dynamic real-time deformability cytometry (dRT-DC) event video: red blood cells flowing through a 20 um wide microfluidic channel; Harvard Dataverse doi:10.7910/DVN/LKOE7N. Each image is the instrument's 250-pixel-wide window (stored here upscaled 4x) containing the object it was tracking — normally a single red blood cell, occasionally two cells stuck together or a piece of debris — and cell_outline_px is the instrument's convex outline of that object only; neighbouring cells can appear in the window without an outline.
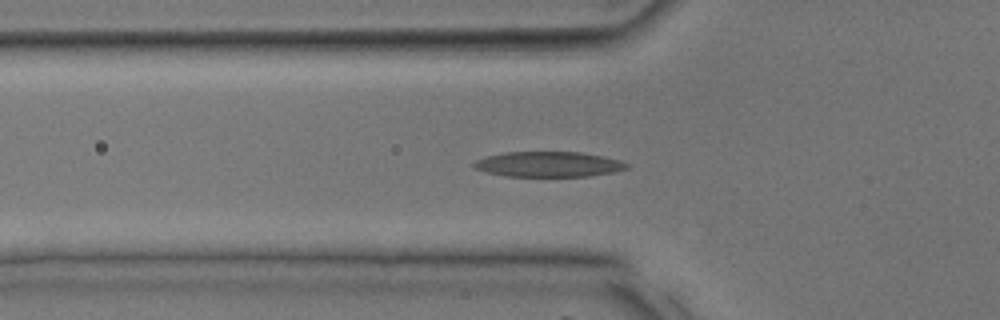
{"species": "common noctule bat (a hibernating species)", "species_latin": "Nyctalus noctula", "temperature_condition": "room temperature", "stored_images_in_passage": 27, "camera_frame_rate_fps": 3000, "um_per_image_px": 0.085, "animal": {"sex": "male", "body_mass_g": 17.9, "forearm_length_mm": 54.2}, "frame": {"image": 1, "passage_image": 3, "time_ms": 0.667, "image_size_px": [1000, 320], "cell_outline_px": [[628, 168], [616, 172], [588, 176], [508, 176], [484, 172], [476, 168], [472, 164], [476, 160], [484, 156], [504, 152], [580, 152], [604, 156], [620, 160], [628, 164]], "centroid_in_image_um": [46.63, 13.96], "position_along_channel_um": 79.2, "area_um2": 22.6}}
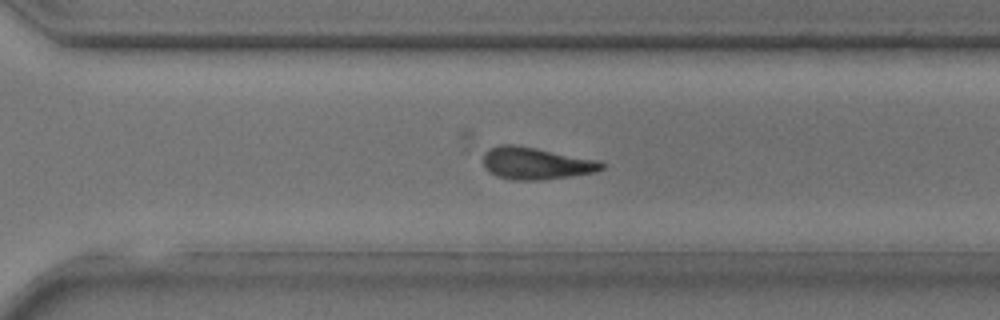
{"frame": {"image": 2, "passage_image": 16, "time_ms": 5.0, "image_size_px": [1000, 320], "cell_outline_px": [[604, 168], [596, 172], [572, 176], [540, 180], [516, 180], [496, 176], [488, 172], [484, 168], [484, 152], [488, 148], [500, 144], [512, 144], [536, 148], [600, 160], [604, 164]], "centroid_in_image_um": [45.55, 13.88], "position_along_channel_um": 325.1, "area_um2": 22.37}}
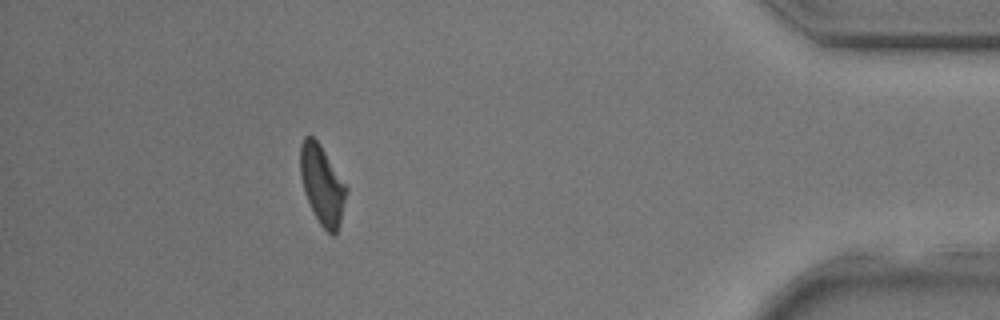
{"frame": {"image": 3, "passage_image": 23, "time_ms": 7.333, "image_size_px": [1000, 320], "cell_outline_px": [[348, 188], [340, 220], [336, 232], [332, 236], [320, 224], [304, 192], [300, 176], [300, 144], [304, 136], [312, 136], [320, 144]], "centroid_in_image_um": [27.36, 15.67], "position_along_channel_um": 407.8, "area_um2": 20.81}}